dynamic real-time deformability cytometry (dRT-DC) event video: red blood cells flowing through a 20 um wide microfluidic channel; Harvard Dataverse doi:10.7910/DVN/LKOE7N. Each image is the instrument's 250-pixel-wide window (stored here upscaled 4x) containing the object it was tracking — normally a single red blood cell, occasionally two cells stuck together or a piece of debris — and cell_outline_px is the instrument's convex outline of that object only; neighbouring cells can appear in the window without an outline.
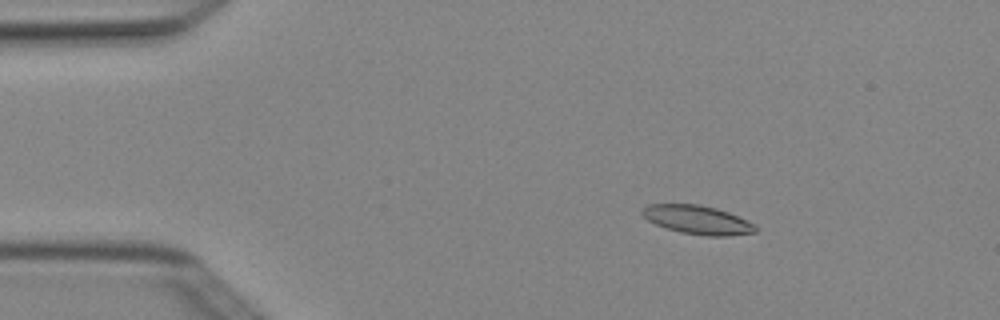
{"species": "Egyptian fruit bat (a non-hibernating species)", "species_latin": "Rousettus aegyptiacus", "temperature_condition": "cold", "stored_images_in_passage": 2, "camera_frame_rate_fps": 3000, "um_per_image_px": 0.085, "animal": {"sex": "female"}, "frame": {"image": 1, "passage_image": 1, "time_ms": 0.0, "image_size_px": [1000, 320], "cell_outline_px": [[756, 232], [728, 236], [708, 236], [680, 232], [656, 224], [648, 220], [640, 212], [640, 208], [648, 204], [700, 204], [716, 208], [728, 212], [756, 224]], "centroid_in_image_um": [59.28, 18.67], "position_along_channel_um": 25.7, "area_um2": 18.96}}